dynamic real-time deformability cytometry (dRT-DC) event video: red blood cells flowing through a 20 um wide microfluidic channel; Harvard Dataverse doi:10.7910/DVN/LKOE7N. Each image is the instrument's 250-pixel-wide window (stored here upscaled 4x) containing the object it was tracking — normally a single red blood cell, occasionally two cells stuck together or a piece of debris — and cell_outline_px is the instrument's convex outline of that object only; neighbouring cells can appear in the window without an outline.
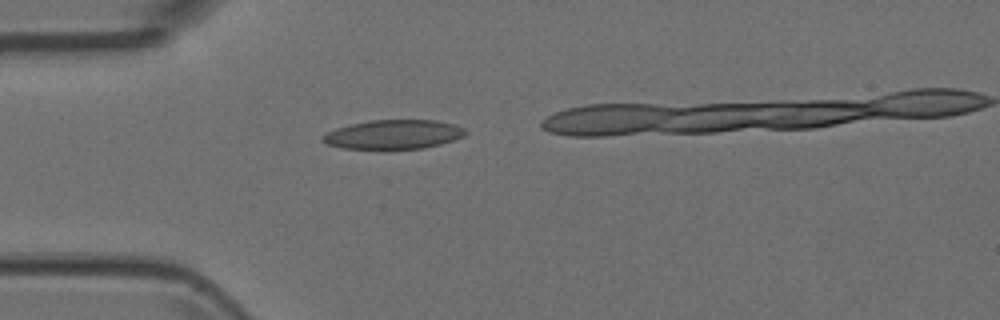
{"species": "Egyptian fruit bat (a non-hibernating species)", "species_latin": "Rousettus aegyptiacus", "temperature_condition": "room temperature", "stored_images_in_passage": 3, "camera_frame_rate_fps": 3000, "um_per_image_px": 0.085, "animal": {"sex": "female"}, "frame": {"image": 1, "passage_image": 1, "time_ms": 0.0, "image_size_px": [1000, 320], "cell_outline_px": [[468, 132], [464, 136], [440, 144], [424, 148], [344, 148], [328, 144], [320, 140], [320, 136], [336, 128], [352, 124], [372, 120], [436, 120], [452, 124], [464, 128]], "centroid_in_image_um": [33.45, 11.42], "position_along_channel_um": 51.6, "area_um2": 23.93}}